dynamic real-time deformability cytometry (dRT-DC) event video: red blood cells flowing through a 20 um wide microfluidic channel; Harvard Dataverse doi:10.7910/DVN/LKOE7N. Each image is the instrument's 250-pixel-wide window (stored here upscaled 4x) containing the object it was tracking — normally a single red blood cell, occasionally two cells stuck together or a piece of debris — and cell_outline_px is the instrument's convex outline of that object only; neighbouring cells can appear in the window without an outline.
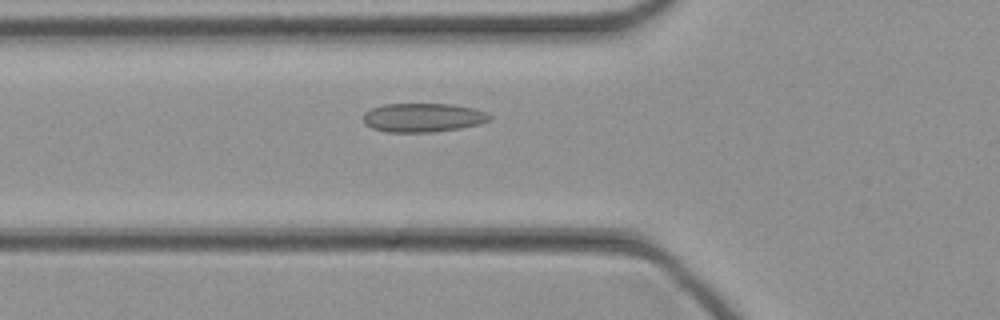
{"species": "common noctule bat (a hibernating species)", "species_latin": "Nyctalus noctula", "temperature_condition": "cold", "stored_images_in_passage": 30, "camera_frame_rate_fps": 3000, "um_per_image_px": 0.085, "animal": {"sex": "female", "body_mass_g": 21.9}, "frame": {"image": 1, "passage_image": 3, "time_ms": 0.667, "image_size_px": [1000, 320], "cell_outline_px": [[492, 120], [480, 124], [460, 128], [432, 132], [388, 132], [372, 128], [364, 124], [364, 112], [372, 108], [384, 104], [452, 104], [472, 108], [484, 112], [492, 116]], "centroid_in_image_um": [35.95, 10.0], "position_along_channel_um": 89.8, "area_um2": 21.27}}
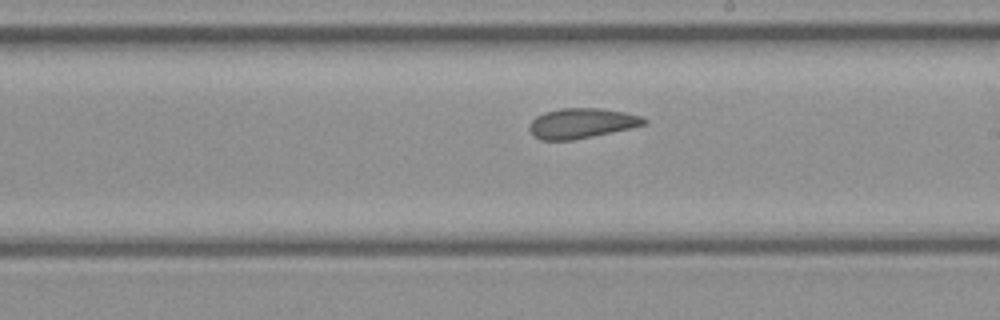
{"frame": {"image": 2, "passage_image": 13, "time_ms": 4.0, "image_size_px": [1000, 320], "cell_outline_px": [[648, 124], [612, 132], [572, 140], [540, 140], [532, 136], [528, 128], [528, 124], [536, 116], [544, 112], [560, 108], [600, 108], [624, 112], [640, 116], [648, 120]], "centroid_in_image_um": [49.4, 10.48], "position_along_channel_um": 239.6, "area_um2": 20.23}}
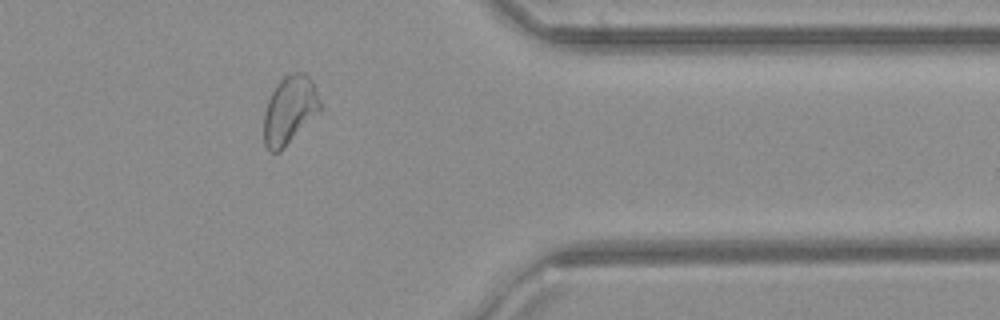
{"frame": {"image": 3, "passage_image": 24, "time_ms": 7.667, "image_size_px": [1000, 320], "cell_outline_px": [[320, 112], [280, 152], [268, 152], [264, 144], [264, 112], [268, 100], [276, 84], [284, 76], [292, 72], [304, 72], [312, 80], [320, 100]], "centroid_in_image_um": [24.61, 9.36], "position_along_channel_um": 386.8, "area_um2": 22.48}}